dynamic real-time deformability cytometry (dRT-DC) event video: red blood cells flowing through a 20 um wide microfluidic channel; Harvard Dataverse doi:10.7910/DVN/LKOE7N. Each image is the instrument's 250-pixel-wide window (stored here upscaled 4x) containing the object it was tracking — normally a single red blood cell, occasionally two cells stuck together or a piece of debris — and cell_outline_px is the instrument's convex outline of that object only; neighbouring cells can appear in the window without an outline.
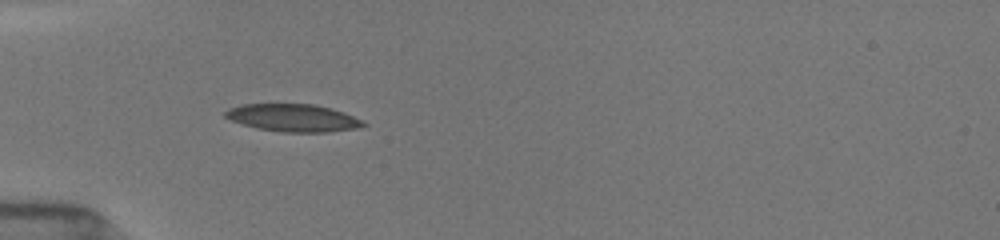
{"species": "common noctule bat (a hibernating species)", "species_latin": "Nyctalus noctula", "temperature_condition": "room temperature", "stored_images_in_passage": 17, "camera_frame_rate_fps": 3000, "um_per_image_px": 0.085, "animal": {"sex": "female", "body_mass_g": 19.5, "forearm_length_mm": 54.1}, "frame": {"image": 1, "passage_image": 1, "time_ms": 0.0, "image_size_px": [1000, 240], "cell_outline_px": [[368, 124], [360, 128], [328, 132], [284, 132], [256, 128], [232, 120], [224, 116], [224, 112], [228, 108], [240, 104], [316, 104], [332, 108], [344, 112]], "centroid_in_image_um": [24.92, 10.01], "position_along_channel_um": 60.1, "area_um2": 22.2}}
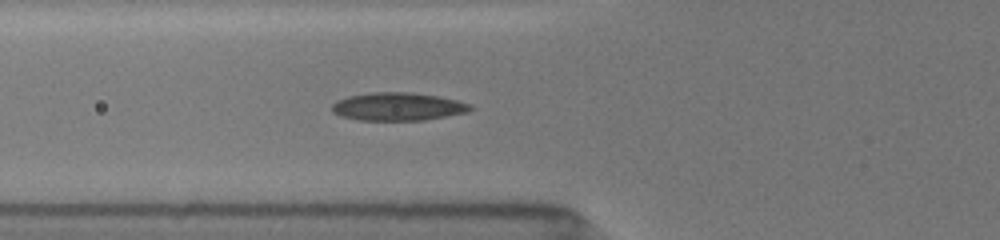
{"frame": {"image": 2, "passage_image": 7, "time_ms": 1.0, "image_size_px": [1000, 240], "cell_outline_px": [[472, 108], [468, 112], [424, 120], [360, 120], [340, 116], [332, 112], [332, 104], [336, 100], [348, 96], [372, 92], [412, 92], [440, 96], [472, 104]], "centroid_in_image_um": [33.81, 9.05], "position_along_channel_um": 92.0, "area_um2": 22.72}}
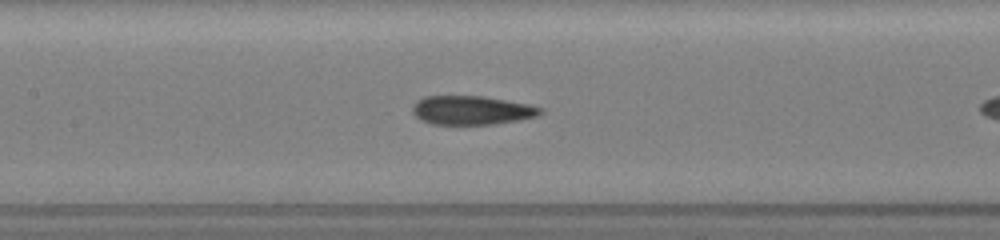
{"frame": {"image": 3, "passage_image": 11, "time_ms": 1.667, "image_size_px": [1000, 240], "cell_outline_px": [[544, 112], [536, 116], [520, 120], [492, 124], [432, 124], [420, 120], [412, 112], [412, 104], [416, 100], [424, 96], [484, 96], [532, 104], [544, 108]], "centroid_in_image_um": [40.11, 9.36], "position_along_channel_um": 167.3, "area_um2": 21.85}}